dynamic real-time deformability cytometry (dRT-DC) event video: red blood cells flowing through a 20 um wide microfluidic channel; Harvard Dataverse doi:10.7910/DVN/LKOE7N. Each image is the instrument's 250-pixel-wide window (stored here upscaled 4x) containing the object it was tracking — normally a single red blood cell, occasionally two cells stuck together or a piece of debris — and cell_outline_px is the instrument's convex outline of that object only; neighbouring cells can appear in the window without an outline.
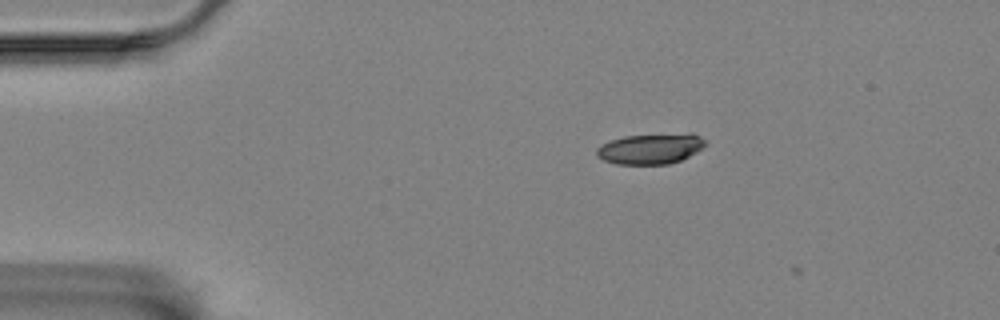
{"species": "Egyptian fruit bat (a non-hibernating species)", "species_latin": "Rousettus aegyptiacus", "temperature_condition": "room temperature", "stored_images_in_passage": 10, "camera_frame_rate_fps": 3000, "um_per_image_px": 0.085, "animal": {"sex": "female"}, "frame": {"image": 1, "passage_image": 3, "time_ms": 0.667, "image_size_px": [1000, 320], "cell_outline_px": [[708, 144], [696, 152], [680, 160], [668, 164], [616, 164], [604, 160], [596, 156], [596, 148], [608, 140], [624, 136], [688, 132], [692, 132], [708, 140]], "centroid_in_image_um": [55.33, 12.61], "position_along_channel_um": 29.7, "area_um2": 19.77}}